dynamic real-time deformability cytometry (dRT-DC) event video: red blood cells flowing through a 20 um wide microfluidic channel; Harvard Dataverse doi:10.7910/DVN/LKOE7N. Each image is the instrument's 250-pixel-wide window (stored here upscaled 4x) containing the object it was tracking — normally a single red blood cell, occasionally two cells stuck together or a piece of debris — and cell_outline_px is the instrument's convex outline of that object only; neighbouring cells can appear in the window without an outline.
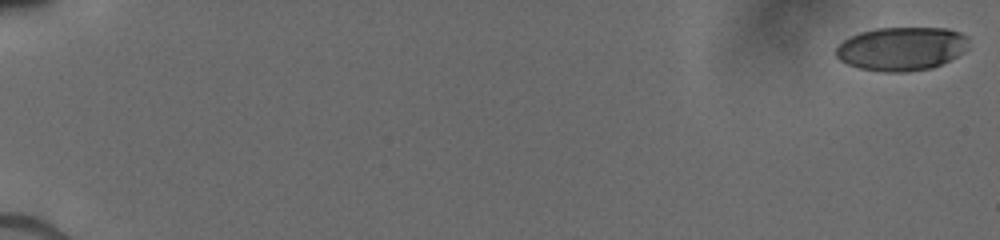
{"species": "human", "species_latin": "Homo sapiens", "temperature_condition": "cold", "stored_images_in_passage": 29, "camera_frame_rate_fps": 3000, "um_per_image_px": 0.085, "donor": {"sex": "male"}, "frame": {"image": 1, "passage_image": 1, "time_ms": 0.0, "image_size_px": [1000, 240], "cell_outline_px": [[968, 48], [964, 52], [932, 68], [908, 72], [884, 72], [860, 68], [848, 64], [840, 60], [836, 56], [836, 48], [844, 40], [860, 32], [876, 28], [948, 28], [960, 32], [968, 36]], "centroid_in_image_um": [76.65, 4.14], "position_along_channel_um": 8.3, "area_um2": 33.76}}
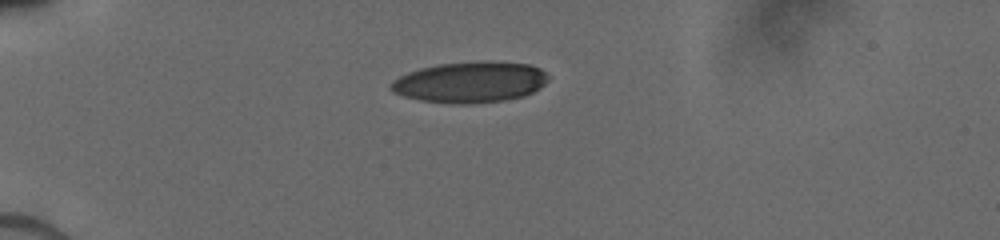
{"frame": {"image": 2, "passage_image": 21, "time_ms": 5.0, "image_size_px": [1000, 240], "cell_outline_px": [[548, 80], [540, 88], [524, 96], [504, 100], [468, 104], [452, 104], [420, 100], [404, 96], [392, 92], [388, 88], [388, 84], [392, 80], [408, 72], [420, 68], [440, 64], [484, 60], [528, 64], [540, 68], [548, 76]], "centroid_in_image_um": [39.93, 6.98], "position_along_channel_um": 45.1, "area_um2": 37.8}}
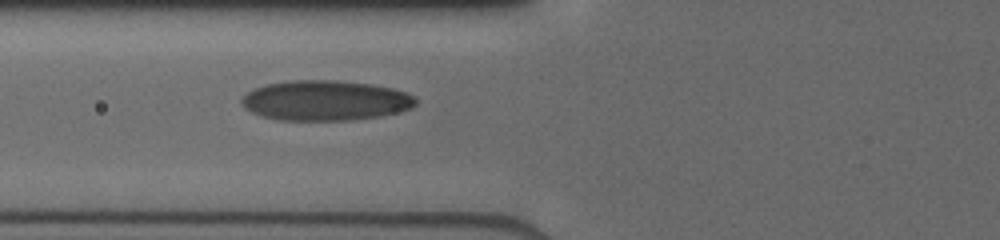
{"frame": {"image": 3, "passage_image": 28, "time_ms": 7.333, "image_size_px": [1000, 240], "cell_outline_px": [[416, 104], [412, 108], [396, 112], [376, 116], [348, 120], [280, 120], [260, 116], [244, 108], [240, 104], [240, 100], [252, 88], [268, 84], [292, 80], [336, 80], [372, 84], [392, 88], [404, 92], [412, 96], [416, 100]], "centroid_in_image_um": [27.6, 8.54], "position_along_channel_um": 98.2, "area_um2": 40.58}}